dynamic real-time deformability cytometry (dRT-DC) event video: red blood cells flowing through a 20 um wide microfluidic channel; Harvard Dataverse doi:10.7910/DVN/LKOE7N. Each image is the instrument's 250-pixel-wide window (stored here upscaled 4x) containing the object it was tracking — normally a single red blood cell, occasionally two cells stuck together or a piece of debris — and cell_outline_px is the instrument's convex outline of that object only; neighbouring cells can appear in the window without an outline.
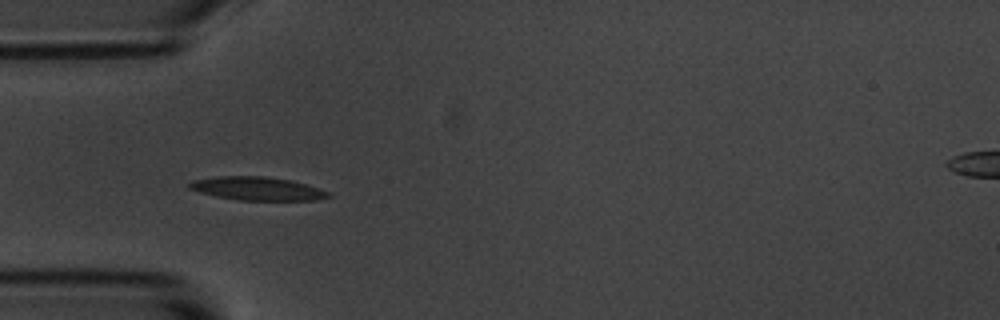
{"species": "common noctule bat (a hibernating species)", "species_latin": "Nyctalus noctula", "temperature_condition": "room temperature", "stored_images_in_passage": 39, "camera_frame_rate_fps": 3000, "um_per_image_px": 0.085, "animal": {"sex": "male", "body_mass_g": 20.1, "forearm_length_mm": 53.5}, "frame": {"image": 1, "passage_image": 1, "time_ms": 0.0, "image_size_px": [1000, 320], "cell_outline_px": [[332, 196], [320, 200], [240, 200], [216, 196], [200, 192], [188, 188], [188, 184], [192, 180], [220, 176], [264, 176], [292, 180], [328, 192]], "centroid_in_image_um": [21.85, 16.03], "position_along_channel_um": 63.1, "area_um2": 18.79}}
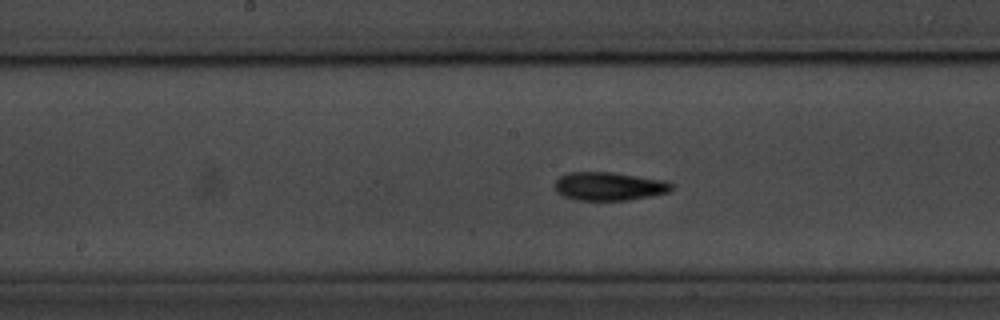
{"frame": {"image": 2, "passage_image": 12, "time_ms": 3.667, "image_size_px": [1000, 320], "cell_outline_px": [[672, 188], [668, 192], [628, 200], [576, 200], [564, 196], [556, 192], [552, 184], [560, 176], [568, 172], [612, 172], [664, 180], [672, 184]], "centroid_in_image_um": [51.7, 15.83], "position_along_channel_um": 196.5, "area_um2": 19.31}}
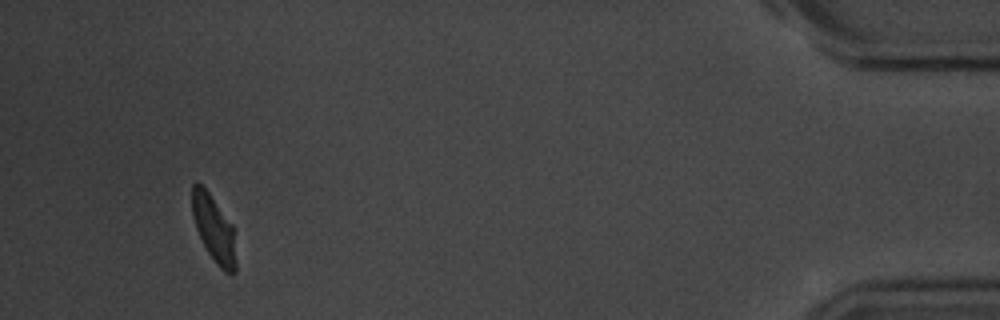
{"frame": {"image": 3, "passage_image": 36, "time_ms": 11.667, "image_size_px": [1000, 320], "cell_outline_px": [[236, 272], [224, 272], [216, 264], [208, 252], [196, 228], [192, 212], [192, 184], [196, 180], [208, 192], [232, 224], [236, 260]], "centroid_in_image_um": [18.17, 19.44], "position_along_channel_um": 417.0, "area_um2": 16.7}, "authors_computed_cell_mechanics": {"area_um2": 18.5538, "velocity_mm_per_s": 3.6517, "shape_relaxation_time_tau1_ms": 3.0451, "shape_relaxation_time_tau2_ms": 3.1568, "deformation_change_tau1": 0.1373, "deformation_change_tau2": 0.0984}}